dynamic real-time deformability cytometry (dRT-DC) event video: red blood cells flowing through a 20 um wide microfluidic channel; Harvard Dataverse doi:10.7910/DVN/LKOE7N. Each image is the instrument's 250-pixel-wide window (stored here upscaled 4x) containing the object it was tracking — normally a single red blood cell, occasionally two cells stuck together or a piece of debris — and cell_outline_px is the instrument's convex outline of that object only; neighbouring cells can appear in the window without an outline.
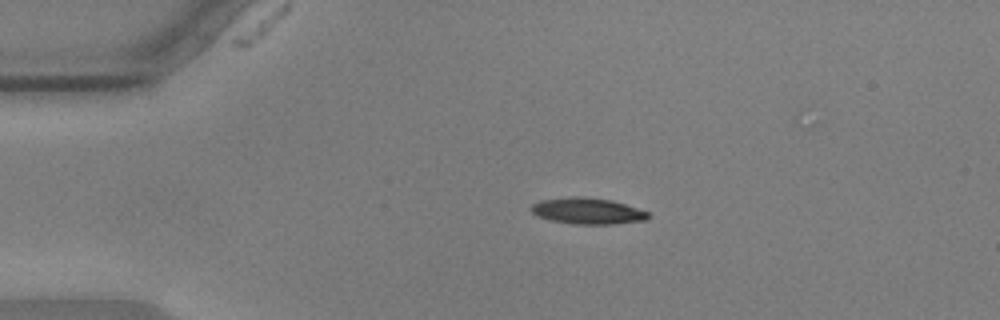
{"species": "common noctule bat (a hibernating species)", "species_latin": "Nyctalus noctula", "temperature_condition": "warm", "stored_images_in_passage": 45, "camera_frame_rate_fps": 3000, "um_per_image_px": 0.085, "animal": {"sex": "male", "body_mass_g": 17.9, "forearm_length_mm": 54.2}, "frame": {"image": 1, "passage_image": 1, "time_ms": 0.0, "image_size_px": [1000, 320], "cell_outline_px": [[652, 216], [648, 220], [612, 224], [572, 224], [552, 220], [536, 216], [528, 208], [532, 204], [540, 200], [572, 196], [580, 196], [612, 200], [648, 212]], "centroid_in_image_um": [49.93, 17.93], "position_along_channel_um": 35.1, "area_um2": 18.03}}
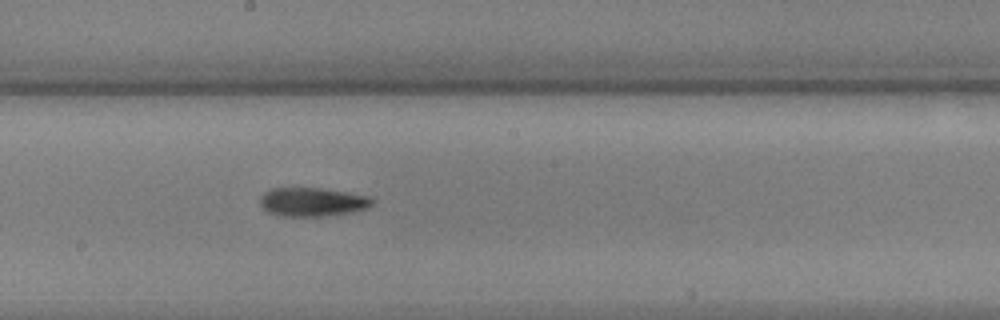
{"frame": {"image": 2, "passage_image": 20, "time_ms": 6.333, "image_size_px": [1000, 320], "cell_outline_px": [[376, 200], [368, 208], [352, 212], [320, 216], [276, 216], [268, 212], [260, 204], [260, 196], [264, 192], [272, 188], [320, 188], [348, 192], [368, 196]], "centroid_in_image_um": [26.55, 17.16], "position_along_channel_um": 221.7, "area_um2": 18.9}}
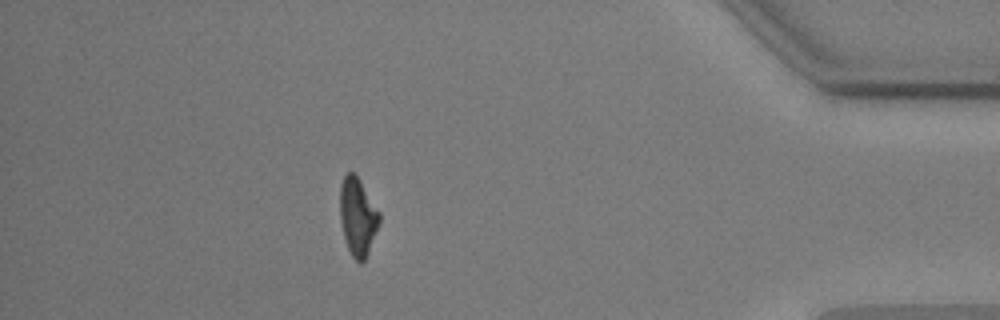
{"frame": {"image": 3, "passage_image": 39, "time_ms": 12.667, "image_size_px": [1000, 320], "cell_outline_px": [[380, 224], [368, 252], [364, 260], [360, 264], [352, 256], [344, 240], [340, 220], [340, 184], [344, 176], [348, 172], [356, 172], [380, 212]], "centroid_in_image_um": [30.41, 18.39], "position_along_channel_um": 404.8, "area_um2": 18.15}, "authors_computed_cell_mechanics": {"area_um2": 18.3226, "velocity_mm_per_s": 3.5812, "shape_relaxation_time_tau1_ms": 8.0487, "shape_relaxation_time_tau2_ms": 5.4806, "deformation_change_tau1": 0.2369, "deformation_change_tau2": 0.1502}}